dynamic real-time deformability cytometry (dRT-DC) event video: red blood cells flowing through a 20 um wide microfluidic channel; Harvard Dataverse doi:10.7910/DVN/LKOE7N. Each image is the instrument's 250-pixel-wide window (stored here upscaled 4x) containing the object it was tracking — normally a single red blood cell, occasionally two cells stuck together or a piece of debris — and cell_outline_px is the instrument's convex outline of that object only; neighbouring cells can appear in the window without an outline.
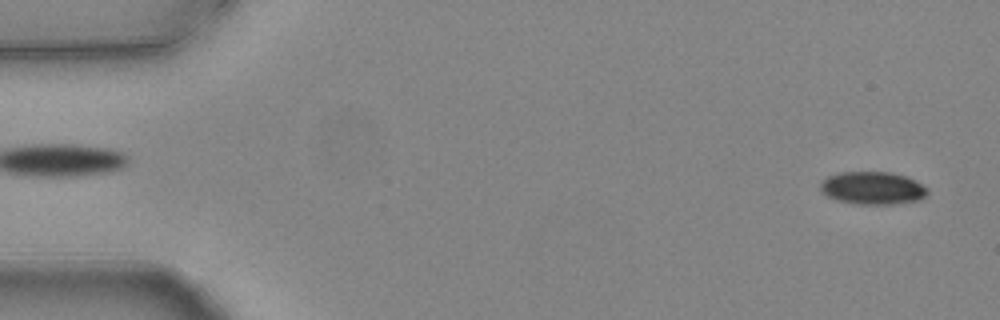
{"species": "common noctule bat (a hibernating species)", "species_latin": "Nyctalus noctula", "temperature_condition": "warm", "stored_images_in_passage": 52, "camera_frame_rate_fps": 3000, "um_per_image_px": 0.085, "animal": {"sex": "female", "body_mass_g": 24.6, "forearm_length_mm": 56.2}, "frame": {"image": 1, "passage_image": 1, "time_ms": 0.0, "image_size_px": [1000, 320], "cell_outline_px": [[928, 192], [920, 200], [892, 204], [856, 204], [836, 200], [828, 196], [820, 188], [820, 180], [828, 176], [840, 172], [892, 172], [904, 176], [928, 188]], "centroid_in_image_um": [74.14, 15.98], "position_along_channel_um": 10.9, "area_um2": 20.35}}
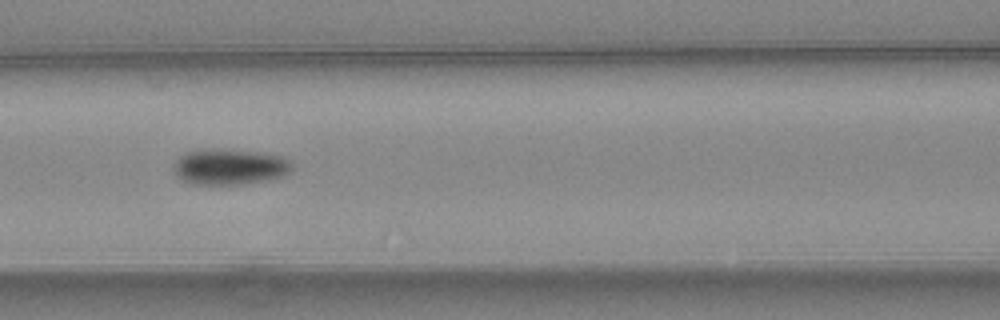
{"frame": {"image": 2, "passage_image": 22, "time_ms": 7.0, "image_size_px": [1000, 320], "cell_outline_px": [[292, 172], [284, 176], [268, 180], [244, 184], [192, 184], [180, 180], [176, 176], [172, 164], [180, 156], [188, 152], [212, 148], [264, 152], [284, 156], [292, 164]], "centroid_in_image_um": [19.55, 14.18], "position_along_channel_um": 147.1, "area_um2": 25.14}}
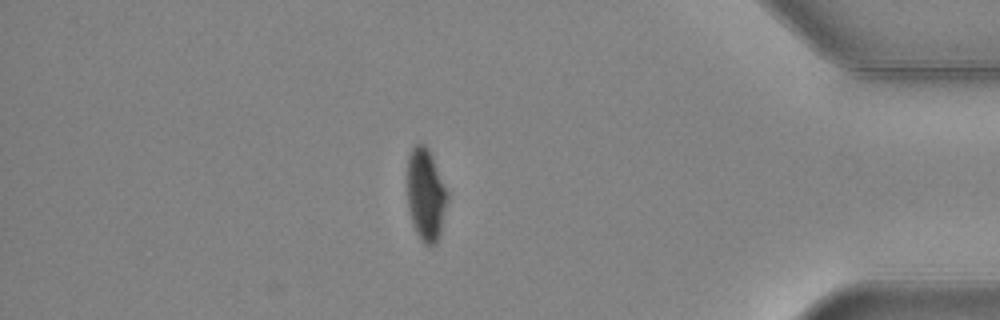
{"frame": {"image": 3, "passage_image": 45, "time_ms": 14.667, "image_size_px": [1000, 320], "cell_outline_px": [[448, 200], [440, 232], [436, 244], [424, 244], [416, 232], [408, 208], [408, 156], [412, 148], [416, 144], [424, 144], [428, 148], [432, 156], [448, 192]], "centroid_in_image_um": [36.2, 16.53], "position_along_channel_um": 399.0, "area_um2": 21.33}, "authors_computed_cell_mechanics": {"area_um2": 22.7732, "velocity_mm_per_s": 3.8014, "shape_relaxation_time_tau1_ms": 4.3039, "shape_relaxation_time_tau2_ms": null, "deformation_change_tau1": 0.1431, "deformation_change_tau2": null}}